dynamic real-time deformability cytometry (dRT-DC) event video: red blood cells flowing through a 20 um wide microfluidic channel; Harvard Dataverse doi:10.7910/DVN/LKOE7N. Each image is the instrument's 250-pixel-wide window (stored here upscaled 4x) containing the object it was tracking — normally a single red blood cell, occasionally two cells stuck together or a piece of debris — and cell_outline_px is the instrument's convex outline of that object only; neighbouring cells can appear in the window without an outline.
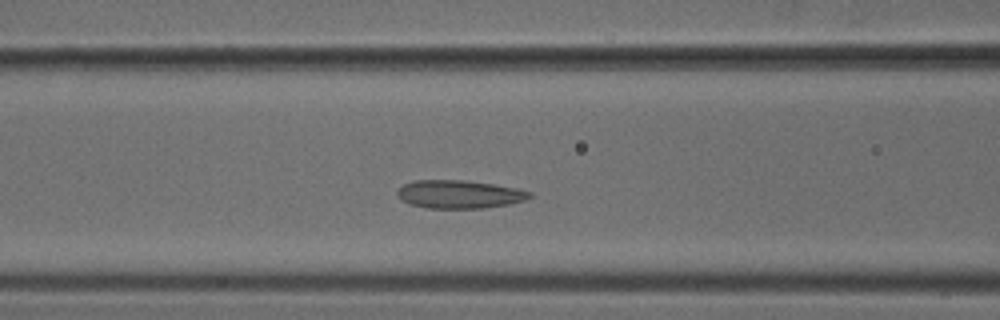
{"species": "common noctule bat (a hibernating species)", "species_latin": "Nyctalus noctula", "temperature_condition": "cold", "stored_images_in_passage": 41, "camera_frame_rate_fps": 3000, "um_per_image_px": 0.085, "animal": {"sex": "male", "body_mass_g": 18.8}, "frame": {"image": 1, "passage_image": 11, "time_ms": 3.333, "image_size_px": [1000, 320], "cell_outline_px": [[532, 196], [524, 200], [508, 204], [484, 208], [428, 208], [408, 204], [400, 200], [396, 196], [396, 192], [404, 184], [416, 180], [464, 180], [492, 184], [516, 188], [532, 192]], "centroid_in_image_um": [39.0, 16.51], "position_along_channel_um": 127.6, "area_um2": 21.73}}
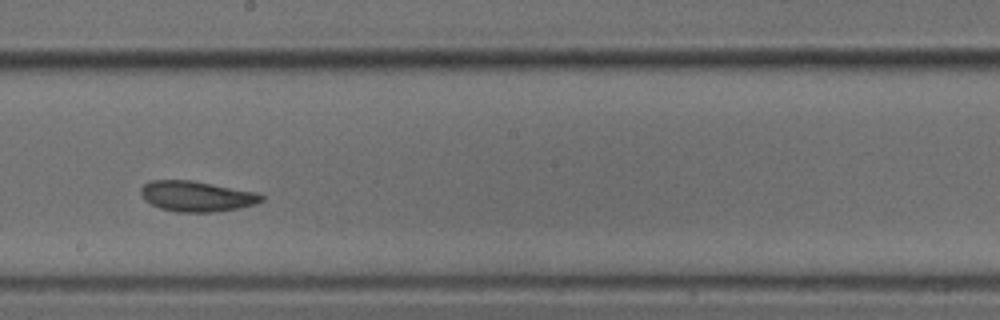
{"frame": {"image": 2, "passage_image": 19, "time_ms": 6.0, "image_size_px": [1000, 320], "cell_outline_px": [[264, 200], [256, 204], [216, 212], [176, 212], [160, 208], [144, 200], [140, 192], [140, 188], [144, 184], [152, 180], [192, 180], [256, 192], [264, 196]], "centroid_in_image_um": [16.7, 16.68], "position_along_channel_um": 231.5, "area_um2": 21.44}}
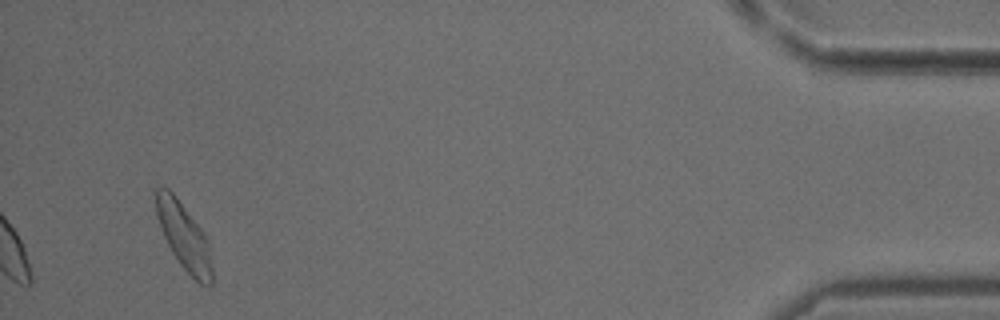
{"frame": {"image": 3, "passage_image": 39, "time_ms": 12.667, "image_size_px": [1000, 320], "cell_outline_px": [[212, 284], [208, 288], [200, 284], [180, 264], [172, 252], [164, 236], [156, 216], [152, 192], [152, 188], [168, 188], [176, 196], [204, 232], [208, 240], [212, 268]], "centroid_in_image_um": [15.61, 20.05], "position_along_channel_um": 419.6, "area_um2": 22.08}}